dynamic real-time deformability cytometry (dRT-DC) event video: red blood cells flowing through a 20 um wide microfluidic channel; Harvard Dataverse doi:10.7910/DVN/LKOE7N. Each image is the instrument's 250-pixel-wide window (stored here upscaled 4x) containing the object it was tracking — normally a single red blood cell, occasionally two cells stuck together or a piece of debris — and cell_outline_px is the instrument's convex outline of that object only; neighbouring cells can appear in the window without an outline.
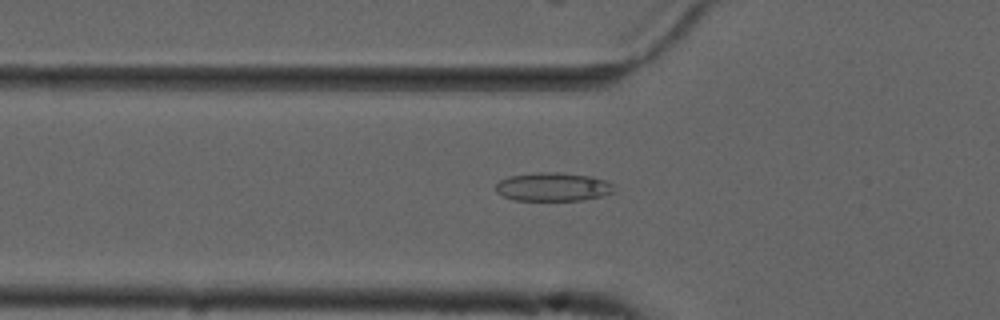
{"species": "common noctule bat (a hibernating species)", "species_latin": "Nyctalus noctula", "temperature_condition": "cold", "stored_images_in_passage": 50, "camera_frame_rate_fps": 3000, "um_per_image_px": 0.085, "animal": {"sex": "male", "forearm_length_mm": 52.5}, "frame": {"image": 1, "passage_image": 14, "time_ms": 4.333, "image_size_px": [1000, 320], "cell_outline_px": [[616, 192], [604, 196], [584, 200], [512, 200], [496, 192], [496, 184], [500, 180], [508, 176], [536, 172], [560, 172], [592, 176], [608, 180], [616, 184]], "centroid_in_image_um": [47.09, 15.88], "position_along_channel_um": 78.7, "area_um2": 20.23}}
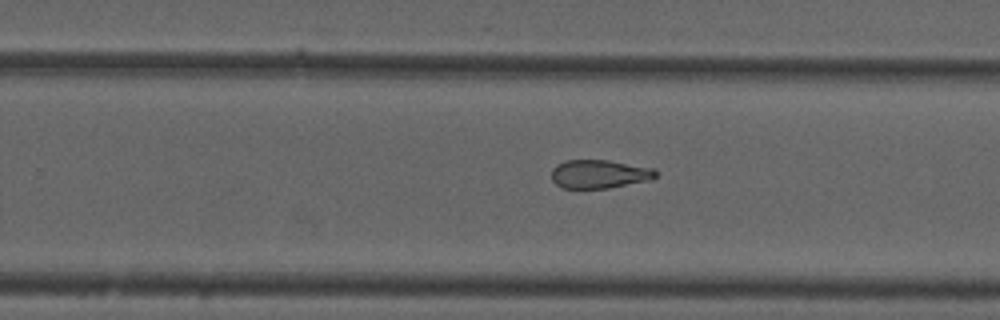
{"frame": {"image": 2, "passage_image": 30, "time_ms": 9.667, "image_size_px": [1000, 320], "cell_outline_px": [[656, 176], [652, 180], [608, 188], [560, 188], [552, 180], [552, 168], [556, 164], [564, 160], [608, 160], [656, 168]], "centroid_in_image_um": [50.95, 14.79], "position_along_channel_um": 278.9, "area_um2": 17.57}}
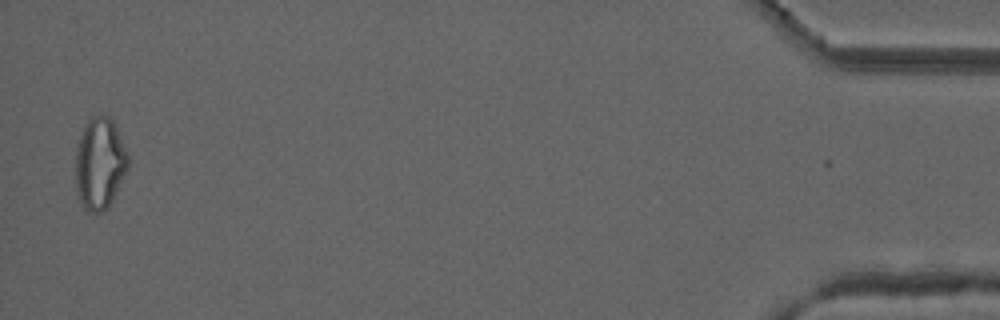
{"frame": {"image": 3, "passage_image": 49, "time_ms": 16.0, "image_size_px": [1000, 320], "cell_outline_px": [[128, 168], [108, 208], [100, 212], [88, 212], [84, 208], [80, 200], [76, 188], [76, 148], [84, 124], [92, 116], [108, 116], [112, 120], [116, 128], [128, 156]], "centroid_in_image_um": [8.46, 13.9], "position_along_channel_um": 426.7, "area_um2": 27.74}, "authors_computed_cell_mechanics": {"area_um2": 20.4901, "velocity_mm_per_s": 3.7484, "shape_relaxation_time_tau1_ms": null, "shape_relaxation_time_tau2_ms": 9.8468, "deformation_change_tau1": null, "deformation_change_tau2": 0.1934}}